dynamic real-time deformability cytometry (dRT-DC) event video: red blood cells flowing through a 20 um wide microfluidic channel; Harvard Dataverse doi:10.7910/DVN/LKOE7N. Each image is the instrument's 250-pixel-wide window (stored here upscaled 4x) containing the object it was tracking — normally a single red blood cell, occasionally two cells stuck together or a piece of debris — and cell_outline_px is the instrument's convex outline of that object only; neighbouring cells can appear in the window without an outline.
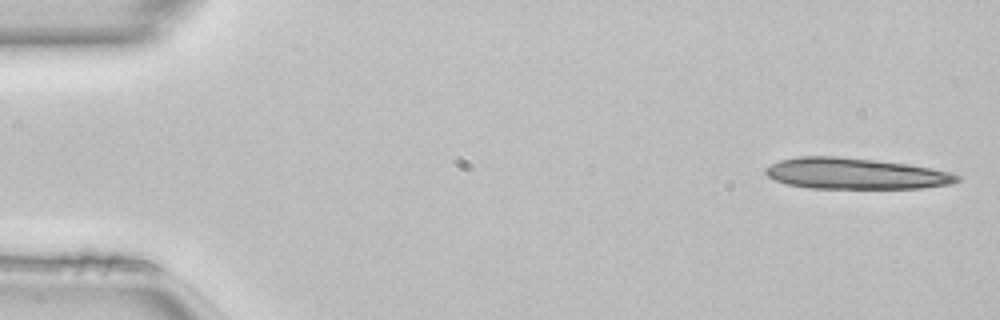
{"species": "common noctule bat (a hibernating species)", "species_latin": "Nyctalus noctula", "temperature_condition": "room temperature", "stored_images_in_passage": 13, "camera_frame_rate_fps": 3000, "um_per_image_px": 0.085, "animal": {"sex": "female", "body_mass_g": 22.7, "forearm_length_mm": 54.2}, "frame": {"image": 1, "passage_image": 1, "time_ms": 0.0, "image_size_px": [1000, 320], "cell_outline_px": [[960, 180], [952, 184], [920, 188], [808, 188], [788, 184], [776, 180], [768, 176], [764, 172], [764, 168], [780, 160], [800, 156], [836, 156], [876, 160], [908, 164], [932, 168], [952, 172], [960, 176]], "centroid_in_image_um": [72.74, 14.75], "position_along_channel_um": 12.3, "area_um2": 34.74}}